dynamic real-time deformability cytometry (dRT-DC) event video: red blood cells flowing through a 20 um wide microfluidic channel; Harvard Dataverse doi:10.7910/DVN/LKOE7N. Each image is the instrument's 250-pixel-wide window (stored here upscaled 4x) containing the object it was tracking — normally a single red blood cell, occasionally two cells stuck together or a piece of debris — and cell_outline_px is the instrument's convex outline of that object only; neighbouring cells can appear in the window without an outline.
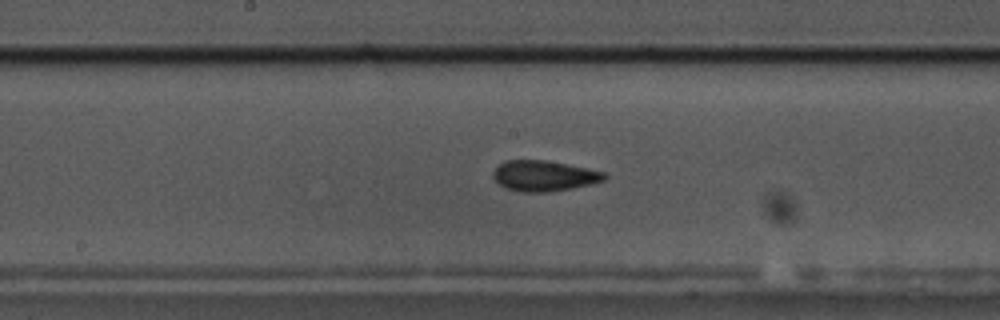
{"species": "common noctule bat (a hibernating species)", "species_latin": "Nyctalus noctula", "temperature_condition": "cold", "stored_images_in_passage": 56, "camera_frame_rate_fps": 3000, "um_per_image_px": 0.085, "animal": {"sex": "male", "body_mass_g": 17.5, "forearm_length_mm": 52.3}, "frame": {"image": 1, "passage_image": 29, "time_ms": 9.333, "image_size_px": [1000, 320], "cell_outline_px": [[608, 176], [604, 180], [572, 188], [548, 192], [520, 192], [504, 188], [492, 176], [492, 172], [504, 160], [544, 160], [588, 168], [604, 172]], "centroid_in_image_um": [46.21, 14.95], "position_along_channel_um": 202.0, "area_um2": 19.77}}
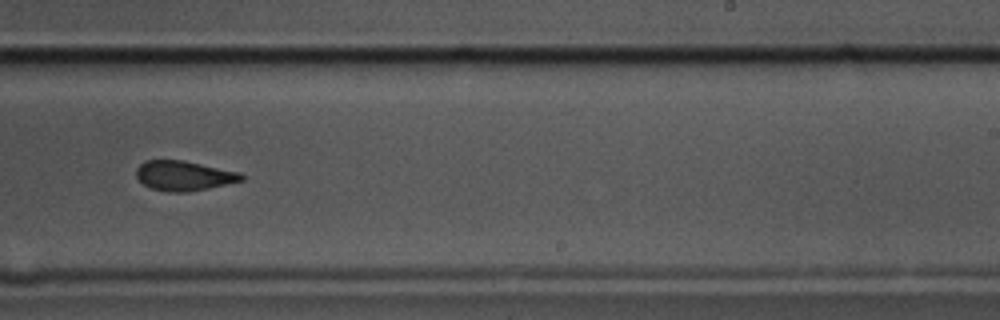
{"frame": {"image": 2, "passage_image": 35, "time_ms": 11.333, "image_size_px": [1000, 320], "cell_outline_px": [[244, 180], [208, 188], [188, 192], [168, 192], [152, 188], [144, 184], [136, 176], [136, 168], [144, 160], [184, 160], [240, 172], [244, 176]], "centroid_in_image_um": [15.63, 14.93], "position_along_channel_um": 273.4, "area_um2": 18.26}}
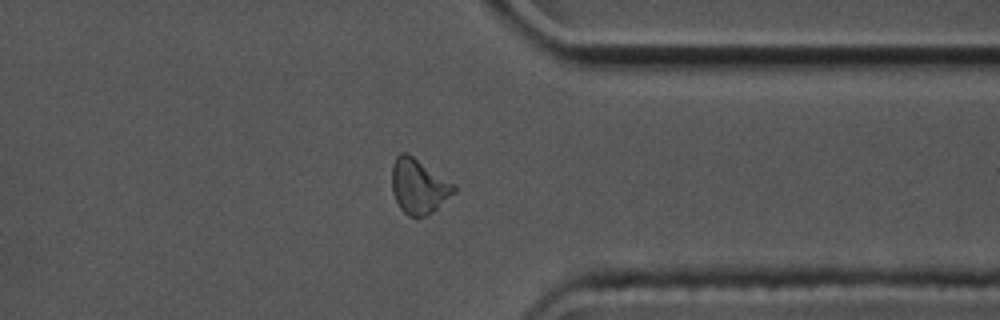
{"frame": {"image": 3, "passage_image": 44, "time_ms": 14.333, "image_size_px": [1000, 320], "cell_outline_px": [[456, 192], [428, 216], [408, 216], [400, 208], [392, 192], [392, 164], [396, 156], [400, 152], [408, 152], [456, 184]], "centroid_in_image_um": [35.6, 15.81], "position_along_channel_um": 375.8, "area_um2": 20.17}, "authors_computed_cell_mechanics": {"area_um2": 19.5942, "velocity_mm_per_s": 3.578, "shape_relaxation_time_tau1_ms": 3.1868, "shape_relaxation_time_tau2_ms": 1.7675, "deformation_change_tau1": 0.0879, "deformation_change_tau2": 0.0604}}